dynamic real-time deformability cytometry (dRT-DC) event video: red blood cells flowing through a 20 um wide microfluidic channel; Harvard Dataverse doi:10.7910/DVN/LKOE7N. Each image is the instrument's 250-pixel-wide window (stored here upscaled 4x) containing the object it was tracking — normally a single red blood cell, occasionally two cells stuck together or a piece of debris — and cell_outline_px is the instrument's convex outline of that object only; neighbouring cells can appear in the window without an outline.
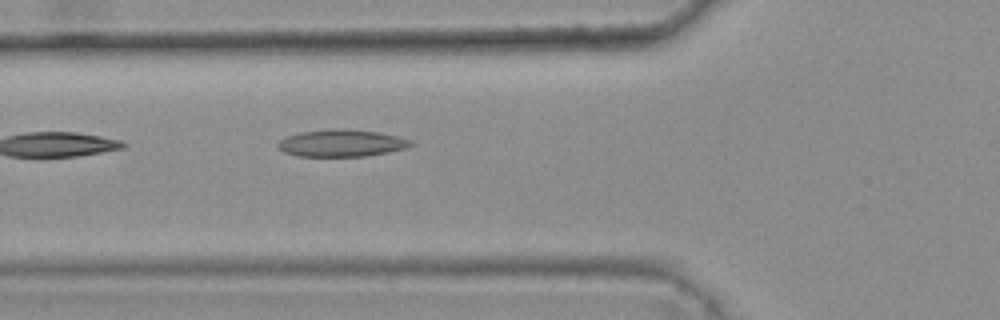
{"species": "common noctule bat (a hibernating species)", "species_latin": "Nyctalus noctula", "temperature_condition": "warm", "stored_images_in_passage": 5, "camera_frame_rate_fps": 3000, "um_per_image_px": 0.085, "animal": {"sex": "female", "body_mass_g": 25.1}, "frame": {"image": 1, "passage_image": 5, "time_ms": 1.333, "image_size_px": [1000, 320], "cell_outline_px": [[412, 144], [404, 148], [388, 152], [368, 156], [296, 156], [284, 152], [276, 144], [280, 140], [288, 136], [300, 132], [332, 128], [348, 128], [380, 132], [412, 140]], "centroid_in_image_um": [29.02, 12.15], "position_along_channel_um": 96.8, "area_um2": 21.04}}